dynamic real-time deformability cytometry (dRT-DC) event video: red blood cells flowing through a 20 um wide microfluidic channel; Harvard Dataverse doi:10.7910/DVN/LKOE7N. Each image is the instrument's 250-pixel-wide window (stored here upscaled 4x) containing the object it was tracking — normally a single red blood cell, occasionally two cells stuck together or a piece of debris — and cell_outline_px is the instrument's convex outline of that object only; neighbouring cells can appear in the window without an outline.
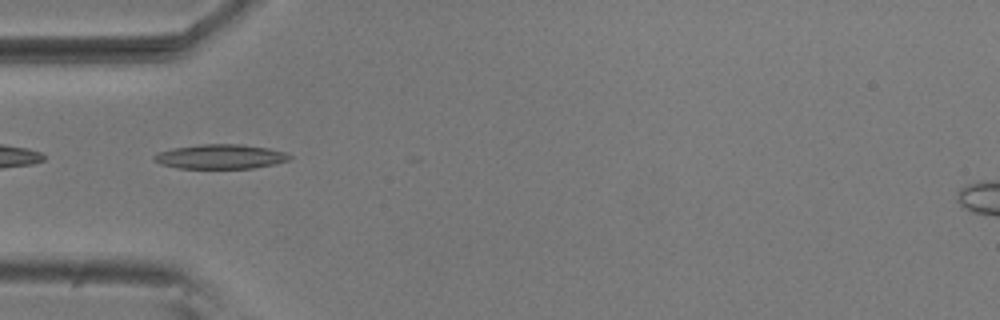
{"species": "common noctule bat (a hibernating species)", "species_latin": "Nyctalus noctula", "temperature_condition": "room temperature", "stored_images_in_passage": 12, "camera_frame_rate_fps": 3000, "um_per_image_px": 0.085, "animal": {"sex": "male", "body_mass_g": 20.5, "forearm_length_mm": 52.5}, "frame": {"image": 1, "passage_image": 5, "time_ms": 1.333, "image_size_px": [1000, 320], "cell_outline_px": [[292, 156], [288, 160], [272, 164], [252, 168], [176, 168], [160, 164], [152, 160], [152, 156], [156, 152], [172, 148], [200, 144], [244, 144], [268, 148], [284, 152]], "centroid_in_image_um": [18.65, 13.3], "position_along_channel_um": 66.3, "area_um2": 19.42}}
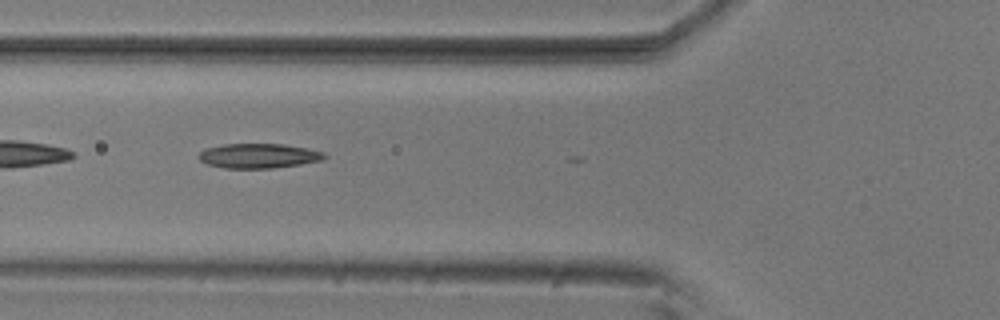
{"frame": {"image": 2, "passage_image": 8, "time_ms": 2.333, "image_size_px": [1000, 320], "cell_outline_px": [[328, 156], [324, 160], [300, 164], [272, 168], [224, 168], [208, 164], [200, 160], [196, 156], [204, 148], [224, 144], [284, 144], [308, 148], [324, 152]], "centroid_in_image_um": [21.99, 13.24], "position_along_channel_um": 103.8, "area_um2": 18.21}}
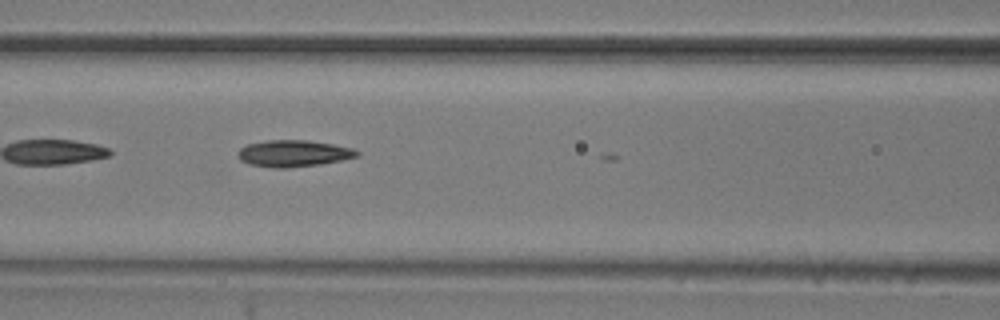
{"frame": {"image": 3, "passage_image": 11, "time_ms": 3.333, "image_size_px": [1000, 320], "cell_outline_px": [[360, 156], [320, 164], [284, 168], [272, 168], [248, 164], [240, 160], [236, 152], [240, 148], [248, 144], [268, 140], [308, 140], [332, 144], [352, 148], [360, 152]], "centroid_in_image_um": [24.92, 13.04], "position_along_channel_um": 141.7, "area_um2": 18.5}}